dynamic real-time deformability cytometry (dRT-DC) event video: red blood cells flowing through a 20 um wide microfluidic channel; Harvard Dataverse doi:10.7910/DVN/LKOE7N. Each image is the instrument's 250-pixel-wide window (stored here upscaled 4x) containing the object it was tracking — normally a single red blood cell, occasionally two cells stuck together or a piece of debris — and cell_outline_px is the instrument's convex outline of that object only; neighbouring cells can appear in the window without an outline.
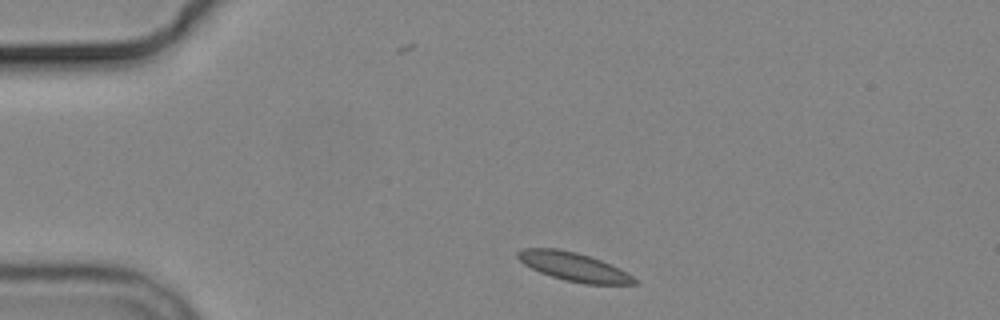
{"species": "common noctule bat (a hibernating species)", "species_latin": "Nyctalus noctula", "temperature_condition": "cold", "stored_images_in_passage": 2, "camera_frame_rate_fps": 3000, "um_per_image_px": 0.085, "animal": {"sex": "male", "body_mass_g": 19.2, "forearm_length_mm": 51.8}, "frame": {"image": 1, "passage_image": 1, "time_ms": 0.0, "image_size_px": [1000, 320], "cell_outline_px": [[640, 280], [636, 284], [584, 284], [564, 280], [540, 272], [524, 264], [516, 256], [516, 252], [524, 248], [556, 248], [576, 252], [600, 260], [620, 268]], "centroid_in_image_um": [48.79, 22.68], "position_along_channel_um": 36.2, "area_um2": 19.42}}